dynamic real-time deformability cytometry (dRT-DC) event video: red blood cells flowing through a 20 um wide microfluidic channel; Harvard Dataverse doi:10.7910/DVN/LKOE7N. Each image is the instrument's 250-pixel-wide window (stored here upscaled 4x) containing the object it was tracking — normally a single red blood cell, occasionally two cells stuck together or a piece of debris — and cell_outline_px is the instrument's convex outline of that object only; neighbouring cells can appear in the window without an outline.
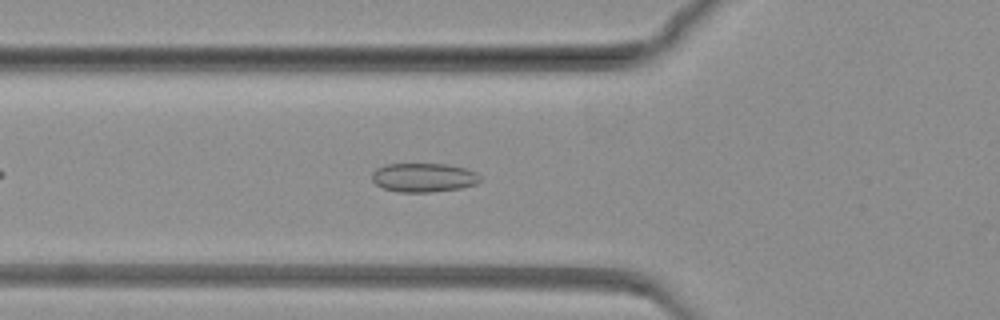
{"species": "common noctule bat (a hibernating species)", "species_latin": "Nyctalus noctula", "temperature_condition": "warm", "stored_images_in_passage": 67, "camera_frame_rate_fps": 3000, "um_per_image_px": 0.085, "animal": {"sex": "female", "body_mass_g": 19.3, "forearm_length_mm": 54.1}, "frame": {"image": 1, "passage_image": 14, "time_ms": 4.333, "image_size_px": [1000, 320], "cell_outline_px": [[480, 180], [476, 184], [460, 188], [432, 192], [396, 192], [384, 188], [376, 184], [372, 180], [372, 172], [376, 168], [388, 164], [448, 164], [464, 168], [476, 172], [480, 176]], "centroid_in_image_um": [36.0, 15.09], "position_along_channel_um": 89.8, "area_um2": 18.26}}
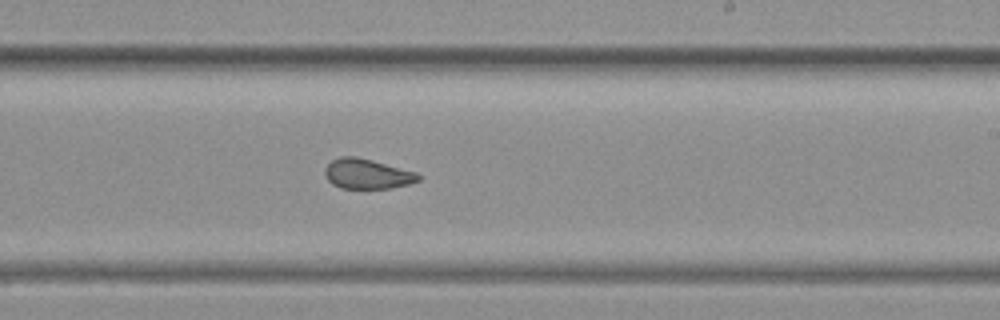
{"frame": {"image": 2, "passage_image": 34, "time_ms": 11.0, "image_size_px": [1000, 320], "cell_outline_px": [[420, 180], [408, 184], [392, 188], [340, 188], [332, 184], [324, 176], [324, 168], [332, 160], [340, 156], [356, 156], [416, 172], [420, 176]], "centroid_in_image_um": [31.17, 14.78], "position_along_channel_um": 257.8, "area_um2": 16.3}}
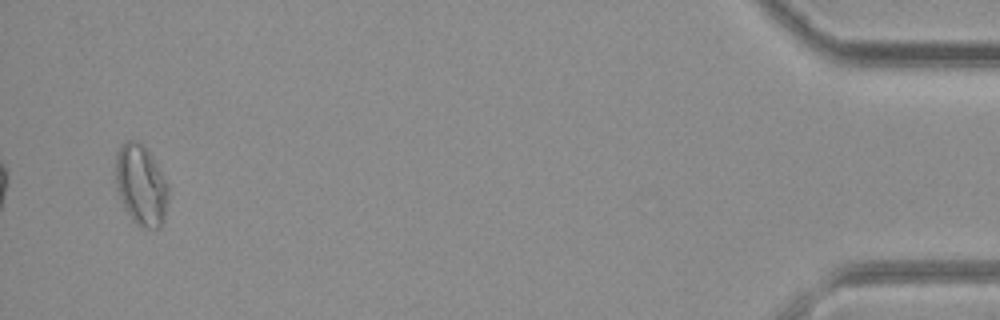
{"frame": {"image": 3, "passage_image": 64, "time_ms": 21.0, "image_size_px": [1000, 320], "cell_outline_px": [[168, 200], [164, 220], [160, 228], [140, 228], [132, 220], [124, 208], [116, 188], [116, 152], [120, 144], [128, 140], [136, 140], [144, 144], [148, 148], [168, 184]], "centroid_in_image_um": [11.99, 15.72], "position_along_channel_um": 423.2, "area_um2": 25.26}}